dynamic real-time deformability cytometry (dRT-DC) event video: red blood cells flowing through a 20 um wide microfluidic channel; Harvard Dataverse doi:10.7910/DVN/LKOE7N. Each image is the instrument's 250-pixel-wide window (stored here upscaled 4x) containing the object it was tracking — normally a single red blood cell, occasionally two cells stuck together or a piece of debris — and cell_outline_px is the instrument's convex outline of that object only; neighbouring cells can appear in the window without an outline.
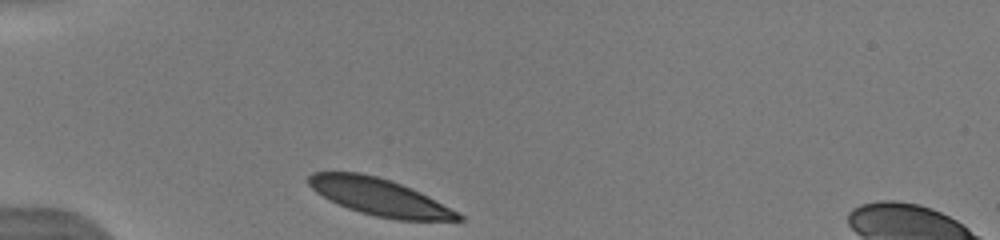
{"species": "human", "species_latin": "Homo sapiens", "temperature_condition": "warm", "stored_images_in_passage": 4, "camera_frame_rate_fps": 3000, "um_per_image_px": 0.085, "donor": {"sex": "male"}, "frame": {"image": 1, "passage_image": 1, "time_ms": 0.0, "image_size_px": [1000, 240], "cell_outline_px": [[464, 220], [396, 220], [376, 216], [360, 212], [348, 208], [328, 200], [316, 192], [308, 184], [308, 176], [312, 172], [360, 172], [392, 180], [412, 188], [428, 196], [464, 216]], "centroid_in_image_um": [32.23, 16.73], "position_along_channel_um": 52.8, "area_um2": 32.14}}